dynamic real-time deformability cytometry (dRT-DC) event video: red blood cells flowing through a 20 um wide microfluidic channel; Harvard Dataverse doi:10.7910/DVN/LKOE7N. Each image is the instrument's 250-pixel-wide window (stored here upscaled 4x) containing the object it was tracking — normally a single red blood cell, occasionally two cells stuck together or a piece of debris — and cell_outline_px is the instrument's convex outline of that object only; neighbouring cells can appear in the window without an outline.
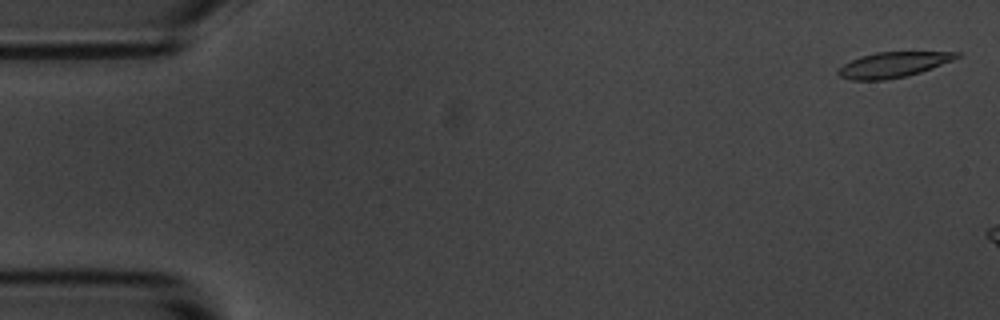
{"species": "common noctule bat (a hibernating species)", "species_latin": "Nyctalus noctula", "temperature_condition": "room temperature", "stored_images_in_passage": 10, "camera_frame_rate_fps": 3000, "um_per_image_px": 0.085, "animal": {"sex": "male", "body_mass_g": 20.1, "forearm_length_mm": 53.5}, "frame": {"image": 1, "passage_image": 2, "time_ms": 0.333, "image_size_px": [1000, 320], "cell_outline_px": [[960, 56], [952, 60], [920, 72], [904, 76], [884, 80], [852, 80], [840, 76], [836, 72], [836, 68], [860, 56], [876, 52], [960, 52]], "centroid_in_image_um": [75.86, 5.5], "position_along_channel_um": 9.1, "area_um2": 17.28}}